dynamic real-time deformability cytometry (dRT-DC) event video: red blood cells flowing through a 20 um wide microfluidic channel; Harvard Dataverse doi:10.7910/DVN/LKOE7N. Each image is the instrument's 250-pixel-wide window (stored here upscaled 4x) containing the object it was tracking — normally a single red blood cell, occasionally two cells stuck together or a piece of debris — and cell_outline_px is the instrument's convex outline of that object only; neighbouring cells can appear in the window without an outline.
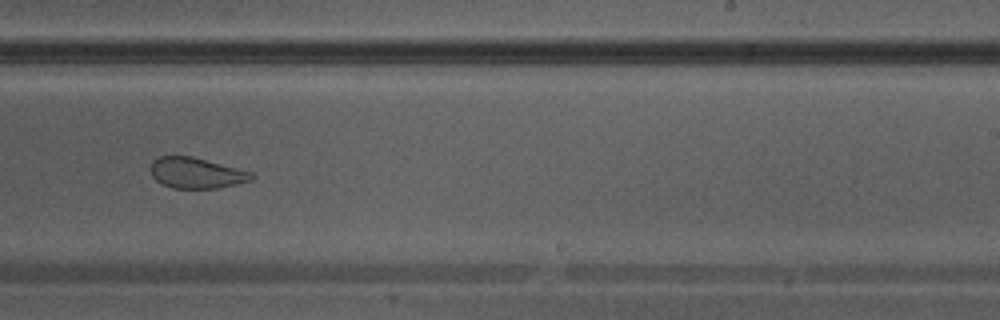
{"species": "Egyptian fruit bat (a non-hibernating species)", "species_latin": "Rousettus aegyptiacus", "temperature_condition": "warm", "stored_images_in_passage": 35, "camera_frame_rate_fps": 3000, "um_per_image_px": 0.085, "animal": {"sex": "male"}, "frame": {"image": 1, "passage_image": 20, "time_ms": 6.333, "image_size_px": [1000, 320], "cell_outline_px": [[256, 176], [252, 180], [220, 188], [172, 188], [156, 180], [152, 176], [152, 160], [160, 156], [192, 156], [252, 172]], "centroid_in_image_um": [16.71, 14.7], "position_along_channel_um": 272.3, "area_um2": 17.98}}